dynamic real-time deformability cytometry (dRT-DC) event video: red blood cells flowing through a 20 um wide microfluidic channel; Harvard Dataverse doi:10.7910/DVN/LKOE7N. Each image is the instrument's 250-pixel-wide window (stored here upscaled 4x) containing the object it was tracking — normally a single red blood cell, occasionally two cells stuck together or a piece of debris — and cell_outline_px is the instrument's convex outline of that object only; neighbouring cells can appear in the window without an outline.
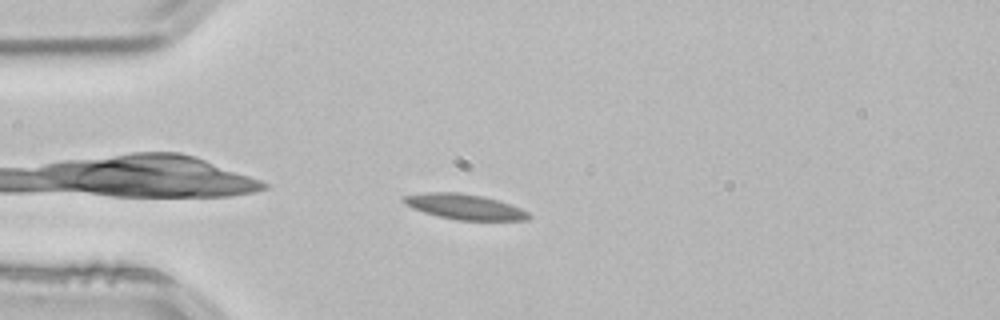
{"species": "common noctule bat (a hibernating species)", "species_latin": "Nyctalus noctula", "temperature_condition": "room temperature", "stored_images_in_passage": 43, "camera_frame_rate_fps": 3000, "um_per_image_px": 0.085, "animal": {"sex": "male", "body_mass_g": 21.5, "forearm_length_mm": 52.0}, "frame": {"image": 1, "passage_image": 3, "time_ms": 0.667, "image_size_px": [1000, 320], "cell_outline_px": [[532, 216], [528, 220], [456, 220], [436, 216], [412, 208], [404, 204], [400, 200], [400, 196], [424, 192], [460, 192], [484, 196], [520, 208], [528, 212]], "centroid_in_image_um": [39.41, 17.56], "position_along_channel_um": 45.6, "area_um2": 18.67}}
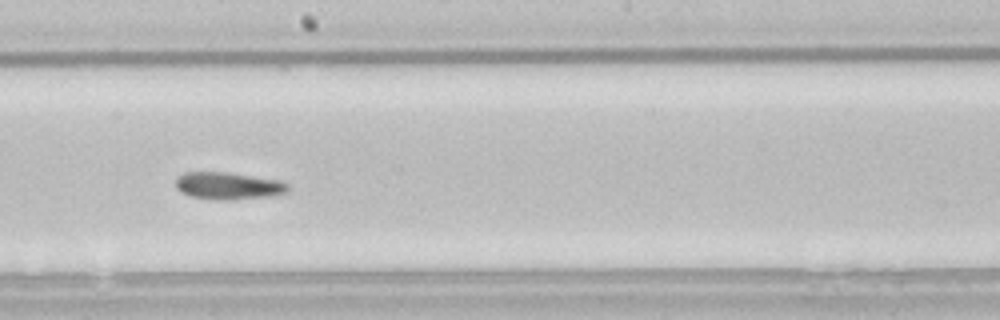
{"frame": {"image": 2, "passage_image": 19, "time_ms": 6.0, "image_size_px": [1000, 320], "cell_outline_px": [[292, 188], [288, 192], [272, 196], [232, 200], [216, 200], [192, 196], [180, 192], [176, 188], [176, 180], [184, 172], [228, 172], [284, 180]], "centroid_in_image_um": [19.49, 15.79], "position_along_channel_um": 228.7, "area_um2": 18.21}}
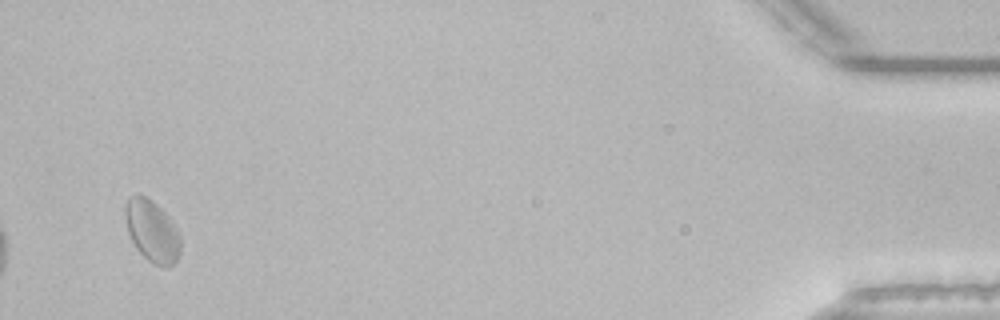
{"frame": {"image": 3, "passage_image": 41, "time_ms": 13.333, "image_size_px": [1000, 320], "cell_outline_px": [[180, 252], [176, 260], [168, 268], [164, 268], [152, 264], [136, 248], [128, 232], [124, 212], [124, 204], [132, 196], [140, 192], [152, 200], [168, 216], [176, 228], [180, 236]], "centroid_in_image_um": [12.92, 19.64], "position_along_channel_um": 422.3, "area_um2": 20.0}, "authors_computed_cell_mechanics": {"area_um2": 17.918, "velocity_mm_per_s": 3.7832, "shape_relaxation_time_tau1_ms": 3.3983, "shape_relaxation_time_tau2_ms": 4.0294, "deformation_change_tau1": 0.1145, "deformation_change_tau2": 0.1097}}